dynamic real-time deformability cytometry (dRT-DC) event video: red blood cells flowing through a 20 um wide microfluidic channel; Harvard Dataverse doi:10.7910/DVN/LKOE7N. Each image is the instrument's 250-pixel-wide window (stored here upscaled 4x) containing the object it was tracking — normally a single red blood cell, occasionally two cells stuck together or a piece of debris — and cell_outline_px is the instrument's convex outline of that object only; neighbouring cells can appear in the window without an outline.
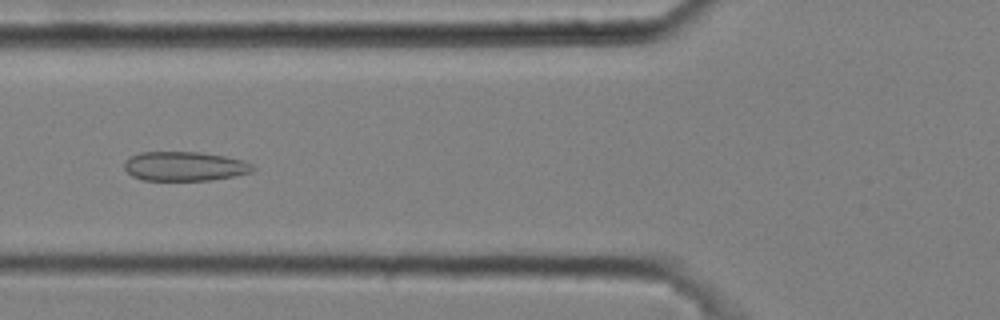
{"species": "common noctule bat (a hibernating species)", "species_latin": "Nyctalus noctula", "temperature_condition": "cold", "stored_images_in_passage": 52, "camera_frame_rate_fps": 3000, "um_per_image_px": 0.085, "animal": {"sex": "male", "body_mass_g": 20.4}, "frame": {"image": 1, "passage_image": 20, "time_ms": 6.333, "image_size_px": [1000, 320], "cell_outline_px": [[256, 168], [252, 172], [232, 176], [208, 180], [144, 180], [132, 176], [124, 168], [124, 160], [128, 156], [140, 152], [200, 152], [224, 156], [240, 160], [252, 164]], "centroid_in_image_um": [15.64, 14.12], "position_along_channel_um": 110.2, "area_um2": 21.91}}
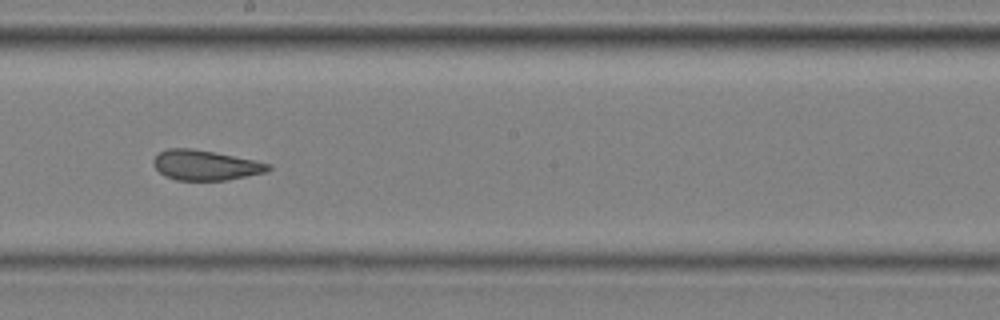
{"frame": {"image": 2, "passage_image": 30, "time_ms": 9.667, "image_size_px": [1000, 320], "cell_outline_px": [[272, 168], [264, 172], [228, 180], [176, 180], [164, 176], [152, 164], [152, 160], [160, 152], [168, 148], [192, 148], [256, 160], [272, 164]], "centroid_in_image_um": [17.45, 14.04], "position_along_channel_um": 230.7, "area_um2": 20.11}}
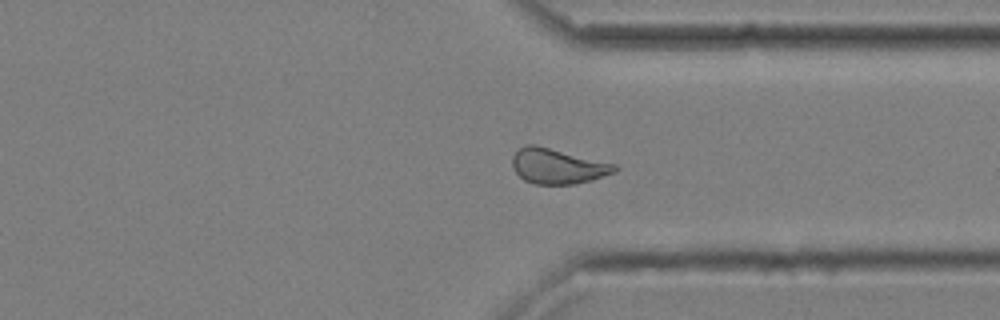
{"frame": {"image": 3, "passage_image": 41, "time_ms": 13.333, "image_size_px": [1000, 320], "cell_outline_px": [[620, 168], [616, 172], [592, 180], [576, 184], [536, 184], [524, 180], [512, 168], [512, 156], [524, 144], [536, 144], [616, 164]], "centroid_in_image_um": [47.41, 14.12], "position_along_channel_um": 364.0, "area_um2": 21.21}, "authors_computed_cell_mechanics": {"area_um2": 21.2415, "velocity_mm_per_s": 3.6181, "shape_relaxation_time_tau1_ms": null, "shape_relaxation_time_tau2_ms": 1.745, "deformation_change_tau1": null, "deformation_change_tau2": 0.0919}}